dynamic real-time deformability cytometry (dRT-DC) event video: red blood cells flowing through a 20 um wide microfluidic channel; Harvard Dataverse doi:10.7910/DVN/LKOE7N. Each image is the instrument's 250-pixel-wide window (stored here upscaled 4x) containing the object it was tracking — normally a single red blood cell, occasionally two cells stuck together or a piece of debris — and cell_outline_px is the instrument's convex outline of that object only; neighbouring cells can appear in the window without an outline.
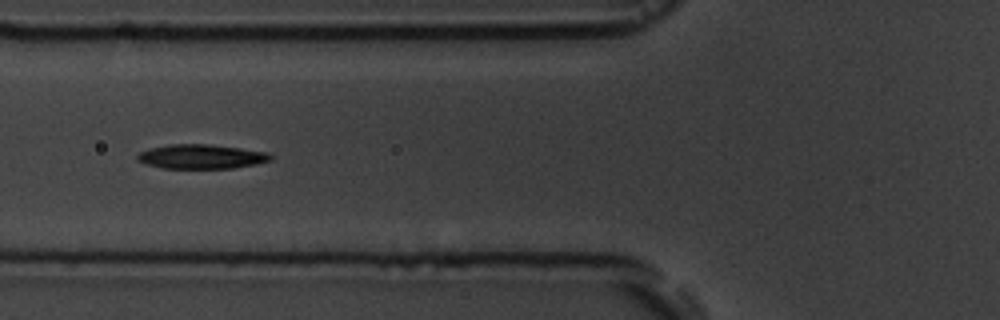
{"species": "common noctule bat (a hibernating species)", "species_latin": "Nyctalus noctula", "temperature_condition": "room temperature", "stored_images_in_passage": 8, "camera_frame_rate_fps": 3000, "um_per_image_px": 0.085, "animal": {"sex": "male", "body_mass_g": 19.5, "forearm_length_mm": 54.6}, "frame": {"image": 1, "passage_image": 6, "time_ms": 6.0, "image_size_px": [1000, 320], "cell_outline_px": [[272, 160], [256, 164], [232, 168], [164, 168], [148, 164], [136, 160], [136, 156], [140, 152], [148, 148], [168, 144], [212, 144], [268, 152], [272, 156]], "centroid_in_image_um": [17.11, 13.3], "position_along_channel_um": 108.7, "area_um2": 18.96}}
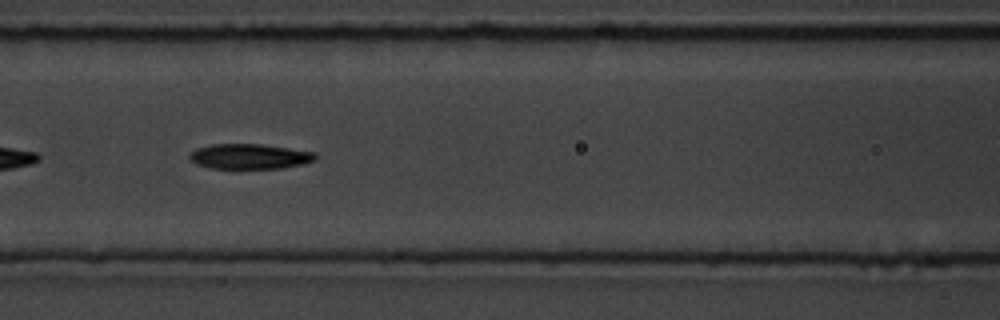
{"frame": {"image": 2, "passage_image": 7, "time_ms": 7.0, "image_size_px": [1000, 320], "cell_outline_px": [[316, 160], [304, 164], [284, 168], [208, 168], [196, 164], [188, 156], [196, 148], [212, 144], [260, 144], [316, 152]], "centroid_in_image_um": [21.23, 13.3], "position_along_channel_um": 145.4, "area_um2": 18.44}}
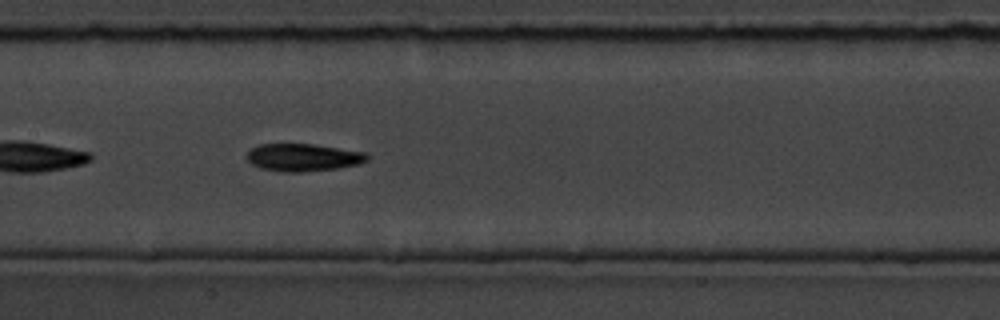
{"frame": {"image": 3, "passage_image": 8, "time_ms": 8.0, "image_size_px": [1000, 320], "cell_outline_px": [[368, 160], [360, 164], [340, 168], [300, 172], [284, 172], [260, 168], [252, 164], [244, 156], [252, 148], [260, 144], [312, 144], [368, 152]], "centroid_in_image_um": [25.79, 13.38], "position_along_channel_um": 181.6, "area_um2": 19.48}}